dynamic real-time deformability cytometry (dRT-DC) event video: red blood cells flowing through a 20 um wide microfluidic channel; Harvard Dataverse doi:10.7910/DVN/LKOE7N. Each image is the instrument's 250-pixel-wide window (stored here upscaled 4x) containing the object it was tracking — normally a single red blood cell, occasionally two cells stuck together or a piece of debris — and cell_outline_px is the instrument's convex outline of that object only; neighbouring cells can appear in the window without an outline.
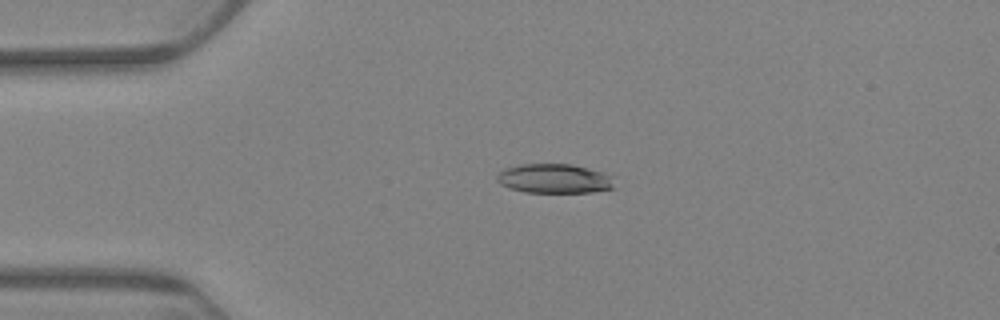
{"species": "Egyptian fruit bat (a non-hibernating species)", "species_latin": "Rousettus aegyptiacus", "temperature_condition": "warm", "stored_images_in_passage": 5, "camera_frame_rate_fps": 3000, "um_per_image_px": 0.085, "animal": {"sex": "female"}, "frame": {"image": 1, "passage_image": 4, "time_ms": 4.333, "image_size_px": [1000, 320], "cell_outline_px": [[616, 188], [592, 192], [524, 192], [508, 188], [500, 184], [496, 180], [496, 176], [500, 172], [508, 168], [520, 164], [572, 164], [604, 172], [612, 176]], "centroid_in_image_um": [47.15, 15.18], "position_along_channel_um": 37.8, "area_um2": 20.23}}